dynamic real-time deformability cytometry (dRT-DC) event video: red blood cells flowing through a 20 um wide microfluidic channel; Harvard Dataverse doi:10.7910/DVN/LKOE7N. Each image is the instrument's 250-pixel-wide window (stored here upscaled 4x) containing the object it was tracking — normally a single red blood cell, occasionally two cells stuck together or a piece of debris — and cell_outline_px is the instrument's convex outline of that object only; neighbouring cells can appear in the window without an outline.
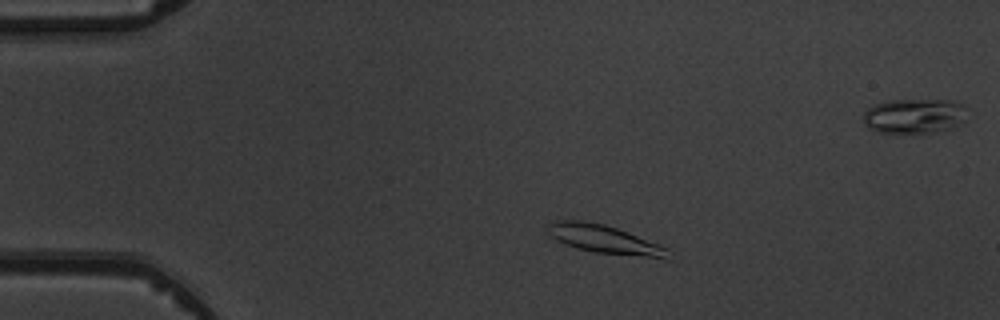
{"species": "common noctule bat (a hibernating species)", "species_latin": "Nyctalus noctula", "temperature_condition": "warm", "stored_images_in_passage": 5, "camera_frame_rate_fps": 3000, "um_per_image_px": 0.085, "animal": {"sex": "male", "body_mass_g": 19.5, "forearm_length_mm": 54.6}, "frame": {"image": 1, "passage_image": 2, "time_ms": 1.333, "image_size_px": [1000, 320], "cell_outline_px": [[668, 260], [592, 252], [576, 248], [556, 240], [548, 236], [548, 224], [556, 220], [584, 220], [604, 224], [616, 228], [668, 248]], "centroid_in_image_um": [51.36, 20.36], "position_along_channel_um": 33.6, "area_um2": 20.06}}
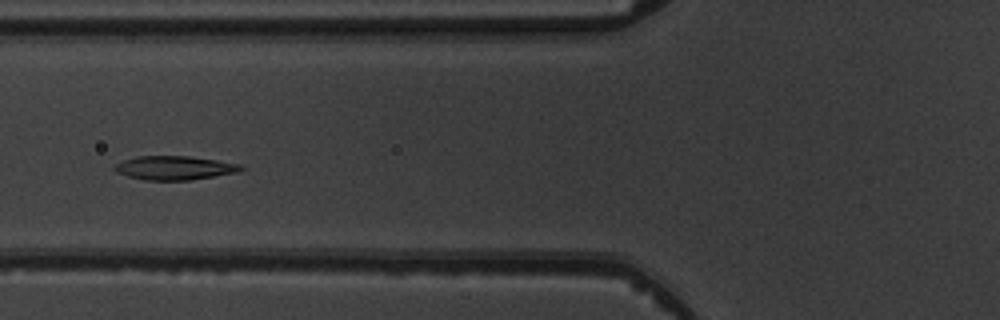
{"frame": {"image": 2, "passage_image": 5, "time_ms": 4.667, "image_size_px": [1000, 320], "cell_outline_px": [[244, 168], [240, 172], [188, 180], [144, 180], [128, 176], [116, 172], [112, 168], [116, 164], [124, 160], [136, 156], [188, 156], [216, 160], [240, 164]], "centroid_in_image_um": [14.82, 14.27], "position_along_channel_um": 111.0, "area_um2": 17.51}}